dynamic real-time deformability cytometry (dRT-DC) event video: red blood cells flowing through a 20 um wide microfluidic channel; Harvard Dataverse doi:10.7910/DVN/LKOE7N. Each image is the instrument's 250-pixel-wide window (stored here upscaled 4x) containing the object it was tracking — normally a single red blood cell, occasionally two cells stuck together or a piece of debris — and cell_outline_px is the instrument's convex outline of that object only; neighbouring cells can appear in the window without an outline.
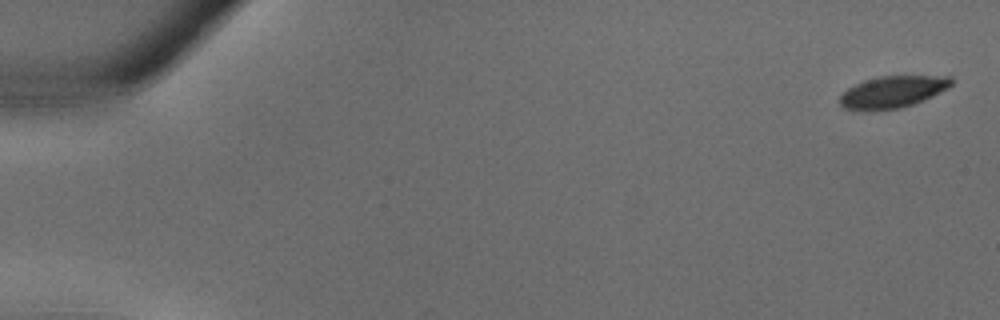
{"species": "common noctule bat (a hibernating species)", "species_latin": "Nyctalus noctula", "temperature_condition": "warm", "stored_images_in_passage": 37, "camera_frame_rate_fps": 3000, "um_per_image_px": 0.085, "animal": {"sex": "male", "body_mass_g": 18.8}, "frame": {"image": 1, "passage_image": 1, "time_ms": 0.0, "image_size_px": [1000, 320], "cell_outline_px": [[952, 84], [948, 88], [924, 100], [900, 108], [844, 108], [840, 104], [840, 96], [848, 88], [864, 80], [880, 76], [952, 76]], "centroid_in_image_um": [75.93, 7.77], "position_along_channel_um": 9.1, "area_um2": 20.0}}
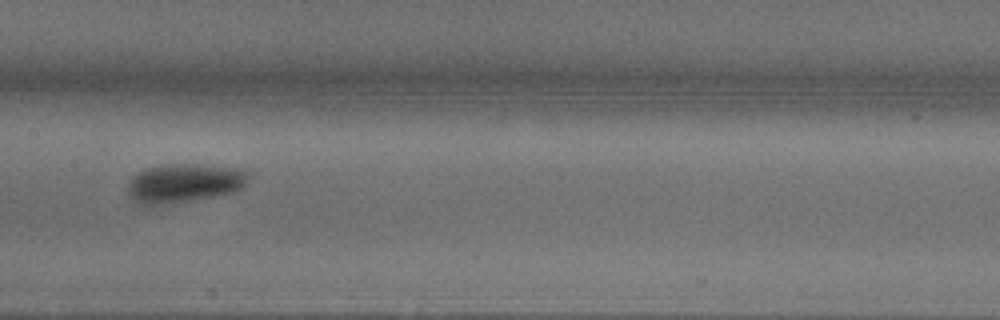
{"frame": {"image": 2, "passage_image": 19, "time_ms": 6.0, "image_size_px": [1000, 320], "cell_outline_px": [[244, 184], [236, 192], [212, 196], [156, 204], [144, 204], [136, 200], [128, 192], [128, 184], [132, 176], [144, 168], [160, 164], [200, 164], [236, 168], [244, 172]], "centroid_in_image_um": [15.59, 15.52], "position_along_channel_um": 191.8, "area_um2": 26.41}}
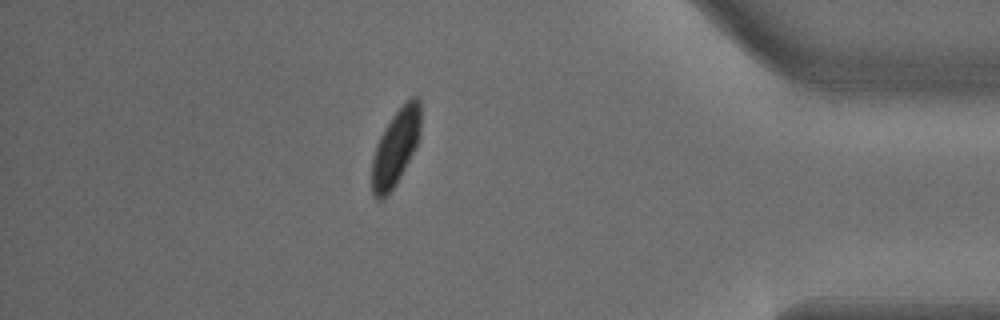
{"frame": {"image": 3, "passage_image": 32, "time_ms": 10.333, "image_size_px": [1000, 320], "cell_outline_px": [[420, 136], [400, 176], [384, 200], [376, 200], [372, 196], [372, 156], [376, 144], [384, 128], [392, 116], [412, 96], [416, 96], [420, 100]], "centroid_in_image_um": [33.6, 12.56], "position_along_channel_um": 401.6, "area_um2": 21.39}}